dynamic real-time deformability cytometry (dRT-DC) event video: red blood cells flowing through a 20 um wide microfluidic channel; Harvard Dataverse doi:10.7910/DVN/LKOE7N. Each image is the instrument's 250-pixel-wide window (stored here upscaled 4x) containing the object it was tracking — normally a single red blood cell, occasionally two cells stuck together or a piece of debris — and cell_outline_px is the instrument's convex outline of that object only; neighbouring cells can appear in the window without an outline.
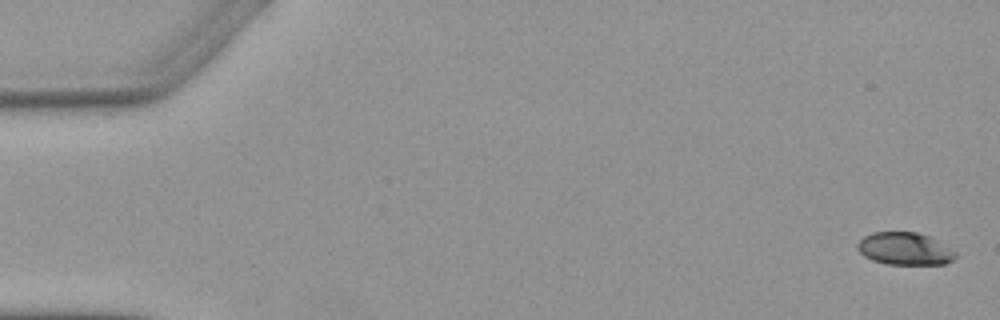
{"species": "Egyptian fruit bat (a non-hibernating species)", "species_latin": "Rousettus aegyptiacus", "temperature_condition": "warm", "stored_images_in_passage": 6, "camera_frame_rate_fps": 3000, "um_per_image_px": 0.085, "animal": {"sex": "female"}, "frame": {"image": 1, "passage_image": 1, "time_ms": 0.0, "image_size_px": [1000, 320], "cell_outline_px": [[960, 256], [944, 264], [888, 264], [872, 260], [864, 256], [856, 248], [856, 244], [864, 236], [872, 232], [916, 232], [932, 236], [940, 240], [956, 252]], "centroid_in_image_um": [76.95, 21.13], "position_along_channel_um": 8.1, "area_um2": 18.9}}